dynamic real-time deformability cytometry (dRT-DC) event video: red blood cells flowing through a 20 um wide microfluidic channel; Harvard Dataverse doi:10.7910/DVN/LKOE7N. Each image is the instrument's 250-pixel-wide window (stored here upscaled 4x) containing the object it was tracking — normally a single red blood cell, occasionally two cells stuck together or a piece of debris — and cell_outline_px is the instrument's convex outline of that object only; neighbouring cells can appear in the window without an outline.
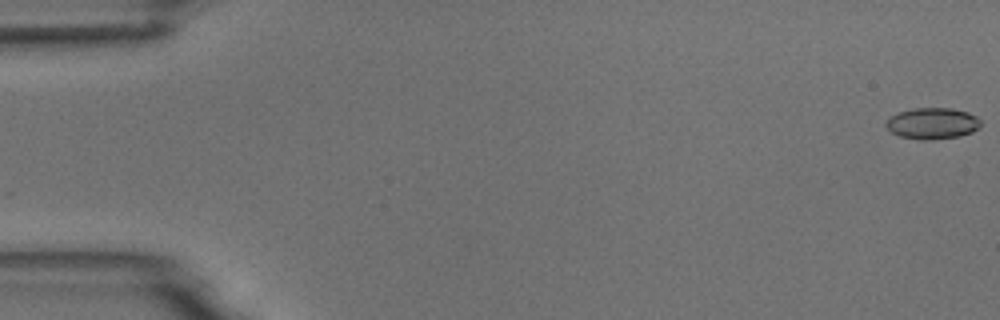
{"species": "common noctule bat (a hibernating species)", "species_latin": "Nyctalus noctula", "temperature_condition": "room temperature", "stored_images_in_passage": 7, "camera_frame_rate_fps": 3000, "um_per_image_px": 0.085, "animal": {"sex": "male", "body_mass_g": 18.8}, "frame": {"image": 1, "passage_image": 1, "time_ms": 0.0, "image_size_px": [1000, 320], "cell_outline_px": [[980, 128], [972, 132], [960, 136], [932, 140], [916, 140], [900, 136], [892, 132], [884, 124], [888, 116], [912, 108], [952, 108], [968, 112], [976, 116], [980, 120]], "centroid_in_image_um": [79.24, 10.49], "position_along_channel_um": 5.8, "area_um2": 17.51}}
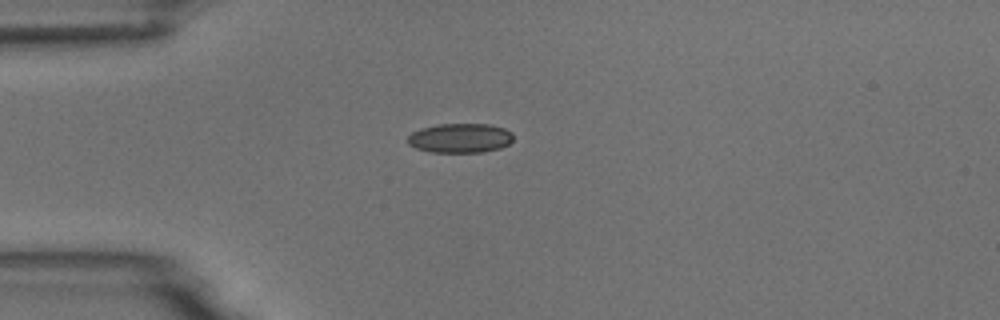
{"frame": {"image": 2, "passage_image": 5, "time_ms": 4.667, "image_size_px": [1000, 320], "cell_outline_px": [[512, 140], [508, 144], [500, 148], [484, 152], [432, 152], [416, 148], [408, 144], [408, 136], [412, 132], [420, 128], [436, 124], [488, 124], [504, 128], [512, 132]], "centroid_in_image_um": [39.1, 11.73], "position_along_channel_um": 45.9, "area_um2": 18.15}}
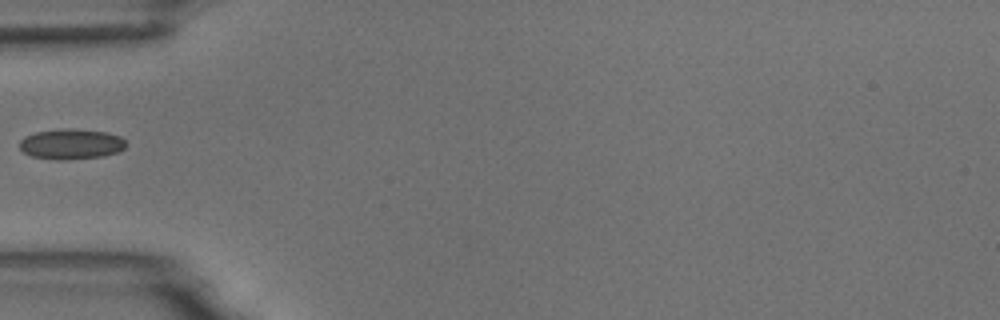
{"frame": {"image": 3, "passage_image": 6, "time_ms": 6.0, "image_size_px": [1000, 320], "cell_outline_px": [[128, 144], [124, 148], [116, 152], [104, 156], [68, 160], [56, 160], [32, 156], [24, 152], [20, 148], [20, 140], [24, 136], [36, 132], [64, 128], [76, 128], [108, 132], [120, 136]], "centroid_in_image_um": [6.07, 12.24], "position_along_channel_um": 78.9, "area_um2": 19.07}}